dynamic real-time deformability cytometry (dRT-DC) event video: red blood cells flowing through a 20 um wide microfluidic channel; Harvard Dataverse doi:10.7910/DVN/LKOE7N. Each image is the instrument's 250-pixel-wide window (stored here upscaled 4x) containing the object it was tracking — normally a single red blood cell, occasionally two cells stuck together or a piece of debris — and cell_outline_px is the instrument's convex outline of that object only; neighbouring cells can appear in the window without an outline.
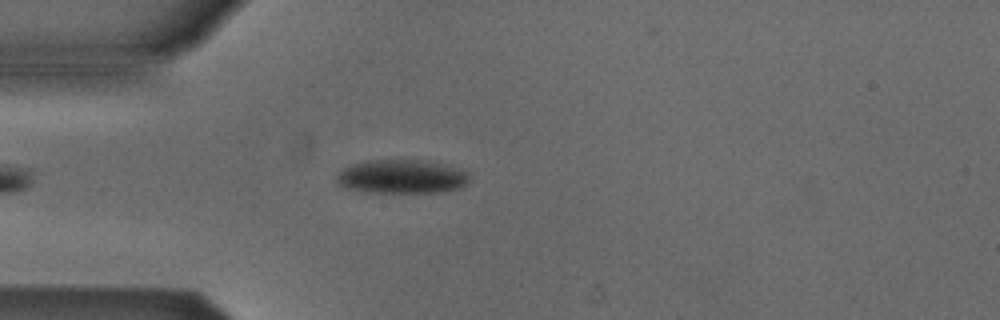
{"species": "Egyptian fruit bat (a non-hibernating species)", "species_latin": "Rousettus aegyptiacus", "temperature_condition": "cold", "stored_images_in_passage": 1, "camera_frame_rate_fps": 3000, "um_per_image_px": 0.085, "animal": {"sex": "male"}, "frame": {"image": 1, "passage_image": 1, "time_ms": 0.0, "image_size_px": [1000, 320], "cell_outline_px": [[468, 184], [460, 188], [436, 192], [368, 192], [344, 188], [336, 184], [336, 176], [344, 168], [352, 164], [368, 160], [420, 160], [444, 164], [460, 168], [468, 172]], "centroid_in_image_um": [34.14, 15.01], "position_along_channel_um": 50.9, "area_um2": 26.24}}